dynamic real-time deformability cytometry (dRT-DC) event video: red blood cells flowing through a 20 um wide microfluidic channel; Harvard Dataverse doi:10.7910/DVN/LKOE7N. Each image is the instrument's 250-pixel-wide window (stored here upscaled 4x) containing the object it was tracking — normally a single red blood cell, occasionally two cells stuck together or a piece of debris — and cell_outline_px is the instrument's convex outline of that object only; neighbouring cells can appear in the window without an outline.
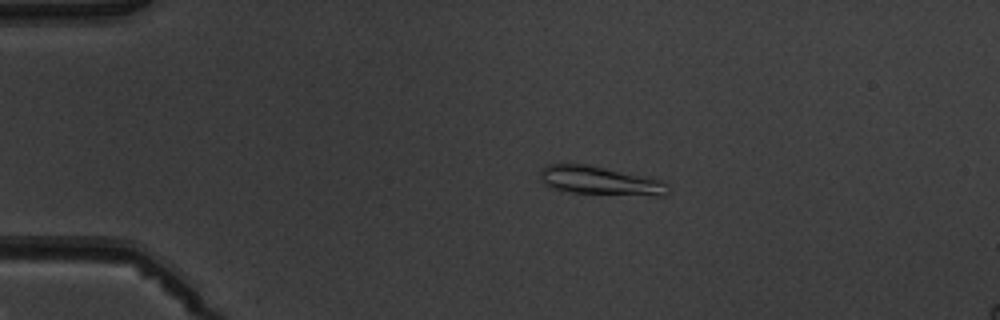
{"species": "common noctule bat (a hibernating species)", "species_latin": "Nyctalus noctula", "temperature_condition": "warm", "stored_images_in_passage": 5, "camera_frame_rate_fps": 3000, "um_per_image_px": 0.085, "animal": {"sex": "male", "body_mass_g": 19.5, "forearm_length_mm": 54.6}, "frame": {"image": 1, "passage_image": 4, "time_ms": 3.333, "image_size_px": [1000, 320], "cell_outline_px": [[668, 196], [656, 196], [568, 192], [548, 188], [540, 180], [540, 168], [548, 164], [588, 164], [652, 176], [664, 180], [668, 192]], "centroid_in_image_um": [51.03, 15.35], "position_along_channel_um": 34.0, "area_um2": 22.02}}